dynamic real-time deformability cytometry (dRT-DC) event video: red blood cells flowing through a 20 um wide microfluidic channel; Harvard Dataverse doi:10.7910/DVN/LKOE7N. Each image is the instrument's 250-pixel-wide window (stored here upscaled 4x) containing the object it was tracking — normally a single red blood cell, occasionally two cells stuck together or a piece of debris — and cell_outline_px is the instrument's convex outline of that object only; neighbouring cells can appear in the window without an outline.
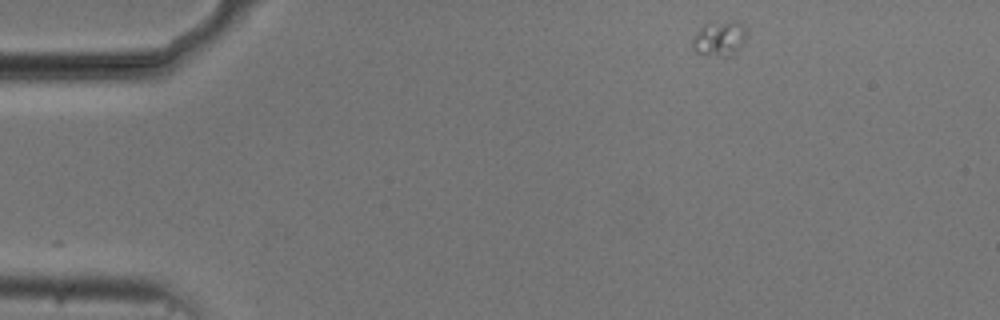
{"species": "common noctule bat (a hibernating species)", "species_latin": "Nyctalus noctula", "temperature_condition": "cold", "stored_images_in_passage": 49, "camera_frame_rate_fps": 3000, "um_per_image_px": 0.085, "animal": {"sex": "male", "body_mass_g": 20.5, "forearm_length_mm": 52.5}, "frame": {"image": 1, "passage_image": 1, "time_ms": 0.0, "image_size_px": [1000, 320], "cell_outline_px": [[744, 40], [740, 48], [728, 56], [720, 56], [696, 52], [692, 48], [692, 40], [700, 28], [704, 24], [736, 20], [744, 24]], "centroid_in_image_um": [61.14, 3.25], "position_along_channel_um": 23.9, "area_um2": 10.75}}
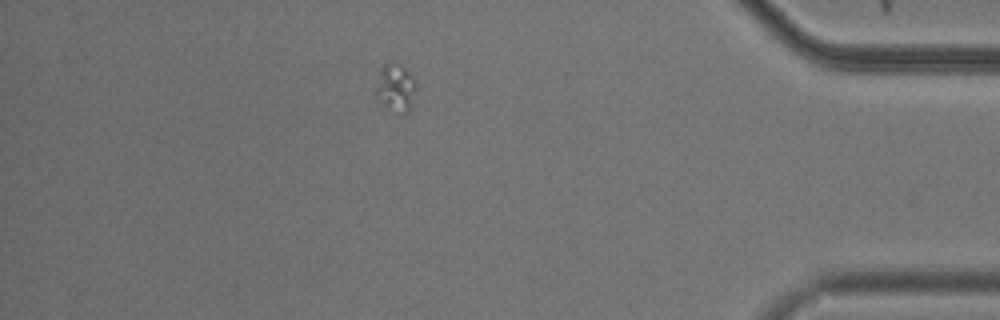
{"frame": {"image": 2, "passage_image": 42, "time_ms": 13.667, "image_size_px": [1000, 320], "cell_outline_px": [[416, 88], [412, 108], [404, 116], [388, 108], [372, 96], [380, 68], [388, 60], [392, 60], [400, 64], [408, 72], [416, 84]], "centroid_in_image_um": [33.58, 7.47], "position_along_channel_um": 401.6, "area_um2": 11.85}}